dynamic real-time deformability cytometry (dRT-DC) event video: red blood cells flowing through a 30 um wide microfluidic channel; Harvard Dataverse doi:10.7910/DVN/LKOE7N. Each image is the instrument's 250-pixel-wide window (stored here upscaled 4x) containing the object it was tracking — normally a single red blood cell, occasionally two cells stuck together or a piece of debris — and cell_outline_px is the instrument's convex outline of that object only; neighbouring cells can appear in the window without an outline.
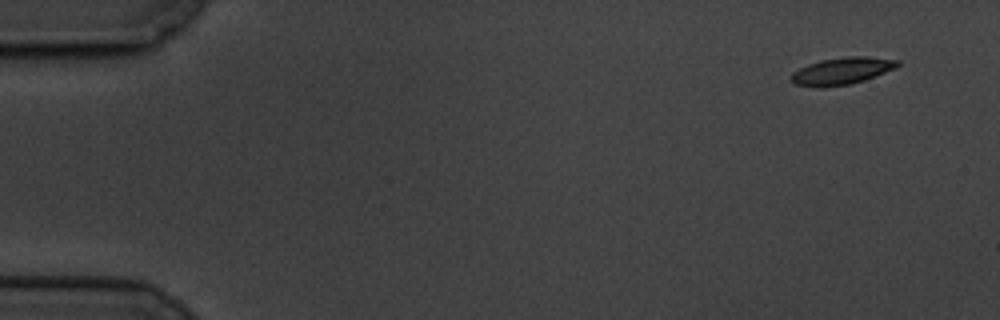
{"species": "common noctule bat (a hibernating species)", "species_latin": "Nyctalus noctula", "temperature_condition": "cold", "stored_images_in_passage": 5, "camera_frame_rate_fps": 3000, "um_per_image_px": 0.085, "animal": {"sex": "male", "body_mass_g": 19.5, "forearm_length_mm": 54.6}, "frame": {"image": 1, "passage_image": 1, "time_ms": 0.0, "image_size_px": [1000, 320], "cell_outline_px": [[900, 64], [896, 68], [864, 80], [852, 84], [824, 88], [816, 88], [796, 84], [788, 76], [792, 72], [808, 64], [820, 60], [844, 56], [864, 56], [900, 60]], "centroid_in_image_um": [71.54, 6.04], "position_along_channel_um": 13.5, "area_um2": 17.05}}
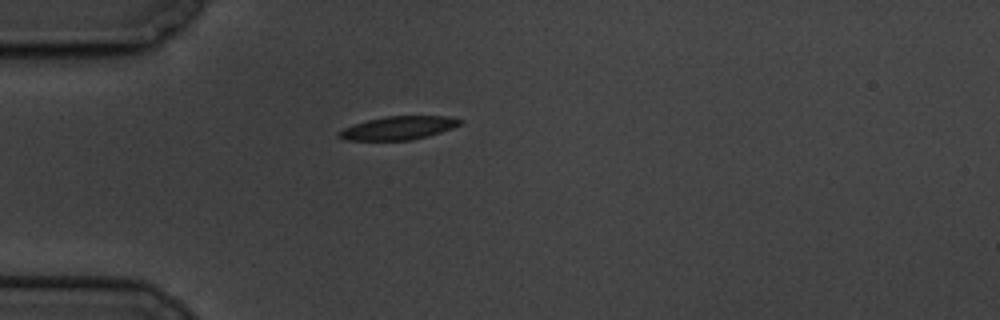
{"frame": {"image": 2, "passage_image": 5, "time_ms": 4.333, "image_size_px": [1000, 320], "cell_outline_px": [[464, 120], [460, 124], [452, 128], [428, 136], [412, 140], [348, 140], [340, 136], [336, 132], [352, 124], [384, 116], [448, 116]], "centroid_in_image_um": [33.88, 10.87], "position_along_channel_um": 51.1, "area_um2": 16.42}}